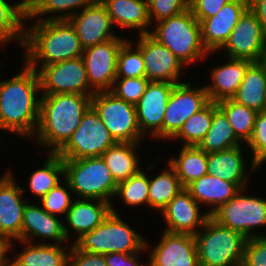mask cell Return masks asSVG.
Masks as SVG:
<instances>
[{
  "label": "cell",
  "mask_w": 266,
  "mask_h": 266,
  "mask_svg": "<svg viewBox=\"0 0 266 266\" xmlns=\"http://www.w3.org/2000/svg\"><path fill=\"white\" fill-rule=\"evenodd\" d=\"M61 221L58 216L49 214L41 206L26 203L23 211L21 240L32 243L33 239L42 238L43 241L52 240L53 244L62 245L60 243L68 239L64 232L65 223Z\"/></svg>",
  "instance_id": "22"
},
{
  "label": "cell",
  "mask_w": 266,
  "mask_h": 266,
  "mask_svg": "<svg viewBox=\"0 0 266 266\" xmlns=\"http://www.w3.org/2000/svg\"><path fill=\"white\" fill-rule=\"evenodd\" d=\"M148 83L149 80L146 77L116 78L110 92L117 98L136 105Z\"/></svg>",
  "instance_id": "43"
},
{
  "label": "cell",
  "mask_w": 266,
  "mask_h": 266,
  "mask_svg": "<svg viewBox=\"0 0 266 266\" xmlns=\"http://www.w3.org/2000/svg\"><path fill=\"white\" fill-rule=\"evenodd\" d=\"M178 158L172 157L168 163L174 168L185 188L192 181L199 179L207 172V153L196 145H181Z\"/></svg>",
  "instance_id": "31"
},
{
  "label": "cell",
  "mask_w": 266,
  "mask_h": 266,
  "mask_svg": "<svg viewBox=\"0 0 266 266\" xmlns=\"http://www.w3.org/2000/svg\"><path fill=\"white\" fill-rule=\"evenodd\" d=\"M217 106L227 117L236 136L243 143H247L252 136L258 112L237 103L232 98L218 101Z\"/></svg>",
  "instance_id": "34"
},
{
  "label": "cell",
  "mask_w": 266,
  "mask_h": 266,
  "mask_svg": "<svg viewBox=\"0 0 266 266\" xmlns=\"http://www.w3.org/2000/svg\"><path fill=\"white\" fill-rule=\"evenodd\" d=\"M246 145L253 154L250 166L253 171L266 162V110L257 113L252 136Z\"/></svg>",
  "instance_id": "42"
},
{
  "label": "cell",
  "mask_w": 266,
  "mask_h": 266,
  "mask_svg": "<svg viewBox=\"0 0 266 266\" xmlns=\"http://www.w3.org/2000/svg\"><path fill=\"white\" fill-rule=\"evenodd\" d=\"M218 109L217 102L210 101L204 108L193 114L184 123L172 140L181 139L183 145H198L208 132L213 113Z\"/></svg>",
  "instance_id": "37"
},
{
  "label": "cell",
  "mask_w": 266,
  "mask_h": 266,
  "mask_svg": "<svg viewBox=\"0 0 266 266\" xmlns=\"http://www.w3.org/2000/svg\"><path fill=\"white\" fill-rule=\"evenodd\" d=\"M136 45L142 52L145 77L149 81L180 82L184 64L168 48L159 43L150 34L138 35Z\"/></svg>",
  "instance_id": "15"
},
{
  "label": "cell",
  "mask_w": 266,
  "mask_h": 266,
  "mask_svg": "<svg viewBox=\"0 0 266 266\" xmlns=\"http://www.w3.org/2000/svg\"><path fill=\"white\" fill-rule=\"evenodd\" d=\"M78 12L76 11L68 21L75 28L83 49L118 37L111 31L114 25L100 0Z\"/></svg>",
  "instance_id": "20"
},
{
  "label": "cell",
  "mask_w": 266,
  "mask_h": 266,
  "mask_svg": "<svg viewBox=\"0 0 266 266\" xmlns=\"http://www.w3.org/2000/svg\"><path fill=\"white\" fill-rule=\"evenodd\" d=\"M185 189L199 205H210L207 213L211 216L222 204L233 198L241 188L234 182L220 179L210 174L203 175L192 181Z\"/></svg>",
  "instance_id": "25"
},
{
  "label": "cell",
  "mask_w": 266,
  "mask_h": 266,
  "mask_svg": "<svg viewBox=\"0 0 266 266\" xmlns=\"http://www.w3.org/2000/svg\"><path fill=\"white\" fill-rule=\"evenodd\" d=\"M108 129L90 106L67 143L56 153L62 159L101 157L115 144Z\"/></svg>",
  "instance_id": "10"
},
{
  "label": "cell",
  "mask_w": 266,
  "mask_h": 266,
  "mask_svg": "<svg viewBox=\"0 0 266 266\" xmlns=\"http://www.w3.org/2000/svg\"><path fill=\"white\" fill-rule=\"evenodd\" d=\"M64 179L77 198L98 199L111 202L117 183L102 157L63 159Z\"/></svg>",
  "instance_id": "7"
},
{
  "label": "cell",
  "mask_w": 266,
  "mask_h": 266,
  "mask_svg": "<svg viewBox=\"0 0 266 266\" xmlns=\"http://www.w3.org/2000/svg\"><path fill=\"white\" fill-rule=\"evenodd\" d=\"M200 205L192 195L183 188L160 212L166 222L164 231L195 235L210 215L200 212Z\"/></svg>",
  "instance_id": "18"
},
{
  "label": "cell",
  "mask_w": 266,
  "mask_h": 266,
  "mask_svg": "<svg viewBox=\"0 0 266 266\" xmlns=\"http://www.w3.org/2000/svg\"><path fill=\"white\" fill-rule=\"evenodd\" d=\"M176 84L149 81L136 106L137 122L143 136L150 133L155 139L162 138V123L166 106Z\"/></svg>",
  "instance_id": "16"
},
{
  "label": "cell",
  "mask_w": 266,
  "mask_h": 266,
  "mask_svg": "<svg viewBox=\"0 0 266 266\" xmlns=\"http://www.w3.org/2000/svg\"><path fill=\"white\" fill-rule=\"evenodd\" d=\"M44 2L45 0H22L18 4L22 14L27 18L30 17Z\"/></svg>",
  "instance_id": "51"
},
{
  "label": "cell",
  "mask_w": 266,
  "mask_h": 266,
  "mask_svg": "<svg viewBox=\"0 0 266 266\" xmlns=\"http://www.w3.org/2000/svg\"><path fill=\"white\" fill-rule=\"evenodd\" d=\"M241 142L225 114L218 108L213 113L208 132L197 146L206 153H214L237 147Z\"/></svg>",
  "instance_id": "32"
},
{
  "label": "cell",
  "mask_w": 266,
  "mask_h": 266,
  "mask_svg": "<svg viewBox=\"0 0 266 266\" xmlns=\"http://www.w3.org/2000/svg\"><path fill=\"white\" fill-rule=\"evenodd\" d=\"M252 63L245 59L228 58L226 64L213 68L210 76L212 84L204 86L210 101L232 98Z\"/></svg>",
  "instance_id": "24"
},
{
  "label": "cell",
  "mask_w": 266,
  "mask_h": 266,
  "mask_svg": "<svg viewBox=\"0 0 266 266\" xmlns=\"http://www.w3.org/2000/svg\"><path fill=\"white\" fill-rule=\"evenodd\" d=\"M265 110H266V89H265Z\"/></svg>",
  "instance_id": "54"
},
{
  "label": "cell",
  "mask_w": 266,
  "mask_h": 266,
  "mask_svg": "<svg viewBox=\"0 0 266 266\" xmlns=\"http://www.w3.org/2000/svg\"><path fill=\"white\" fill-rule=\"evenodd\" d=\"M199 266H239L247 238L211 216L195 235Z\"/></svg>",
  "instance_id": "6"
},
{
  "label": "cell",
  "mask_w": 266,
  "mask_h": 266,
  "mask_svg": "<svg viewBox=\"0 0 266 266\" xmlns=\"http://www.w3.org/2000/svg\"><path fill=\"white\" fill-rule=\"evenodd\" d=\"M150 266H199L194 235L163 232L147 262Z\"/></svg>",
  "instance_id": "17"
},
{
  "label": "cell",
  "mask_w": 266,
  "mask_h": 266,
  "mask_svg": "<svg viewBox=\"0 0 266 266\" xmlns=\"http://www.w3.org/2000/svg\"><path fill=\"white\" fill-rule=\"evenodd\" d=\"M246 1L248 4H250L253 0H243Z\"/></svg>",
  "instance_id": "53"
},
{
  "label": "cell",
  "mask_w": 266,
  "mask_h": 266,
  "mask_svg": "<svg viewBox=\"0 0 266 266\" xmlns=\"http://www.w3.org/2000/svg\"><path fill=\"white\" fill-rule=\"evenodd\" d=\"M106 7L113 25L140 31L139 35L149 34L148 0H100Z\"/></svg>",
  "instance_id": "26"
},
{
  "label": "cell",
  "mask_w": 266,
  "mask_h": 266,
  "mask_svg": "<svg viewBox=\"0 0 266 266\" xmlns=\"http://www.w3.org/2000/svg\"><path fill=\"white\" fill-rule=\"evenodd\" d=\"M265 47L266 32L258 17L248 8L219 51L225 50L228 58L261 62L265 54Z\"/></svg>",
  "instance_id": "13"
},
{
  "label": "cell",
  "mask_w": 266,
  "mask_h": 266,
  "mask_svg": "<svg viewBox=\"0 0 266 266\" xmlns=\"http://www.w3.org/2000/svg\"><path fill=\"white\" fill-rule=\"evenodd\" d=\"M23 244V250L17 254L12 266H69V250L53 243H30L18 240Z\"/></svg>",
  "instance_id": "28"
},
{
  "label": "cell",
  "mask_w": 266,
  "mask_h": 266,
  "mask_svg": "<svg viewBox=\"0 0 266 266\" xmlns=\"http://www.w3.org/2000/svg\"><path fill=\"white\" fill-rule=\"evenodd\" d=\"M140 252L137 253H107L104 254L107 266H146L140 263Z\"/></svg>",
  "instance_id": "48"
},
{
  "label": "cell",
  "mask_w": 266,
  "mask_h": 266,
  "mask_svg": "<svg viewBox=\"0 0 266 266\" xmlns=\"http://www.w3.org/2000/svg\"><path fill=\"white\" fill-rule=\"evenodd\" d=\"M111 205V213L105 220L74 241L73 245L80 251L94 254L137 253L150 248L138 232L128 226Z\"/></svg>",
  "instance_id": "4"
},
{
  "label": "cell",
  "mask_w": 266,
  "mask_h": 266,
  "mask_svg": "<svg viewBox=\"0 0 266 266\" xmlns=\"http://www.w3.org/2000/svg\"><path fill=\"white\" fill-rule=\"evenodd\" d=\"M13 243L10 239L0 235V266L11 265V258L7 257L8 251H11Z\"/></svg>",
  "instance_id": "50"
},
{
  "label": "cell",
  "mask_w": 266,
  "mask_h": 266,
  "mask_svg": "<svg viewBox=\"0 0 266 266\" xmlns=\"http://www.w3.org/2000/svg\"><path fill=\"white\" fill-rule=\"evenodd\" d=\"M241 189L228 202L222 204L211 217L220 225L238 231L246 238L266 237L255 233V227L266 226V199L243 194Z\"/></svg>",
  "instance_id": "9"
},
{
  "label": "cell",
  "mask_w": 266,
  "mask_h": 266,
  "mask_svg": "<svg viewBox=\"0 0 266 266\" xmlns=\"http://www.w3.org/2000/svg\"><path fill=\"white\" fill-rule=\"evenodd\" d=\"M133 50L131 41L126 40L117 56L116 78L145 77V67L142 52L136 45Z\"/></svg>",
  "instance_id": "40"
},
{
  "label": "cell",
  "mask_w": 266,
  "mask_h": 266,
  "mask_svg": "<svg viewBox=\"0 0 266 266\" xmlns=\"http://www.w3.org/2000/svg\"><path fill=\"white\" fill-rule=\"evenodd\" d=\"M149 34L168 48L185 65L197 63L211 52L203 46L200 22L190 9L155 23Z\"/></svg>",
  "instance_id": "5"
},
{
  "label": "cell",
  "mask_w": 266,
  "mask_h": 266,
  "mask_svg": "<svg viewBox=\"0 0 266 266\" xmlns=\"http://www.w3.org/2000/svg\"><path fill=\"white\" fill-rule=\"evenodd\" d=\"M241 145L220 152L207 153L208 174L247 188V166L243 160ZM246 170V171H245Z\"/></svg>",
  "instance_id": "27"
},
{
  "label": "cell",
  "mask_w": 266,
  "mask_h": 266,
  "mask_svg": "<svg viewBox=\"0 0 266 266\" xmlns=\"http://www.w3.org/2000/svg\"><path fill=\"white\" fill-rule=\"evenodd\" d=\"M96 201V202H95ZM111 213V203L98 199H74L66 215L64 232L69 240V228L78 233L76 240L87 232H91L100 225ZM69 227V228H68Z\"/></svg>",
  "instance_id": "23"
},
{
  "label": "cell",
  "mask_w": 266,
  "mask_h": 266,
  "mask_svg": "<svg viewBox=\"0 0 266 266\" xmlns=\"http://www.w3.org/2000/svg\"><path fill=\"white\" fill-rule=\"evenodd\" d=\"M265 89L266 65L262 61L253 62L248 67L232 99L258 113L263 112L265 110Z\"/></svg>",
  "instance_id": "29"
},
{
  "label": "cell",
  "mask_w": 266,
  "mask_h": 266,
  "mask_svg": "<svg viewBox=\"0 0 266 266\" xmlns=\"http://www.w3.org/2000/svg\"><path fill=\"white\" fill-rule=\"evenodd\" d=\"M149 177L144 169L134 174L126 181L117 185L115 197H119L125 205L135 207L147 205L149 207Z\"/></svg>",
  "instance_id": "38"
},
{
  "label": "cell",
  "mask_w": 266,
  "mask_h": 266,
  "mask_svg": "<svg viewBox=\"0 0 266 266\" xmlns=\"http://www.w3.org/2000/svg\"><path fill=\"white\" fill-rule=\"evenodd\" d=\"M62 179V183L64 184L62 185V183L59 182L40 199V203L41 207L49 214L54 216L65 214L64 216L66 217L67 212L70 209L74 199L71 197V194H69V190H71V188L68 182L64 178ZM64 185L66 186V188L64 187Z\"/></svg>",
  "instance_id": "41"
},
{
  "label": "cell",
  "mask_w": 266,
  "mask_h": 266,
  "mask_svg": "<svg viewBox=\"0 0 266 266\" xmlns=\"http://www.w3.org/2000/svg\"><path fill=\"white\" fill-rule=\"evenodd\" d=\"M98 0H45V2L26 20H68L75 15V9H83L93 5ZM70 11V12H69ZM55 13L53 16L46 17L45 15ZM56 13H59L56 15ZM39 16V17H38ZM40 16L42 18H40Z\"/></svg>",
  "instance_id": "39"
},
{
  "label": "cell",
  "mask_w": 266,
  "mask_h": 266,
  "mask_svg": "<svg viewBox=\"0 0 266 266\" xmlns=\"http://www.w3.org/2000/svg\"><path fill=\"white\" fill-rule=\"evenodd\" d=\"M242 263L245 266H266V237L247 238Z\"/></svg>",
  "instance_id": "45"
},
{
  "label": "cell",
  "mask_w": 266,
  "mask_h": 266,
  "mask_svg": "<svg viewBox=\"0 0 266 266\" xmlns=\"http://www.w3.org/2000/svg\"><path fill=\"white\" fill-rule=\"evenodd\" d=\"M69 266H107L104 255L78 250L73 244L69 248Z\"/></svg>",
  "instance_id": "47"
},
{
  "label": "cell",
  "mask_w": 266,
  "mask_h": 266,
  "mask_svg": "<svg viewBox=\"0 0 266 266\" xmlns=\"http://www.w3.org/2000/svg\"><path fill=\"white\" fill-rule=\"evenodd\" d=\"M262 62L266 65V47H265V54H264V57H263V61Z\"/></svg>",
  "instance_id": "52"
},
{
  "label": "cell",
  "mask_w": 266,
  "mask_h": 266,
  "mask_svg": "<svg viewBox=\"0 0 266 266\" xmlns=\"http://www.w3.org/2000/svg\"><path fill=\"white\" fill-rule=\"evenodd\" d=\"M249 8L258 17V20L266 32V0H253L249 4Z\"/></svg>",
  "instance_id": "49"
},
{
  "label": "cell",
  "mask_w": 266,
  "mask_h": 266,
  "mask_svg": "<svg viewBox=\"0 0 266 266\" xmlns=\"http://www.w3.org/2000/svg\"><path fill=\"white\" fill-rule=\"evenodd\" d=\"M190 7V0H148V15L151 22L169 19ZM154 21V22H153Z\"/></svg>",
  "instance_id": "44"
},
{
  "label": "cell",
  "mask_w": 266,
  "mask_h": 266,
  "mask_svg": "<svg viewBox=\"0 0 266 266\" xmlns=\"http://www.w3.org/2000/svg\"><path fill=\"white\" fill-rule=\"evenodd\" d=\"M167 165V170L149 178V209L162 211L184 188L174 168L169 163Z\"/></svg>",
  "instance_id": "33"
},
{
  "label": "cell",
  "mask_w": 266,
  "mask_h": 266,
  "mask_svg": "<svg viewBox=\"0 0 266 266\" xmlns=\"http://www.w3.org/2000/svg\"><path fill=\"white\" fill-rule=\"evenodd\" d=\"M126 39L118 36L84 49L82 59L90 88L96 92L110 91L116 79L117 56Z\"/></svg>",
  "instance_id": "14"
},
{
  "label": "cell",
  "mask_w": 266,
  "mask_h": 266,
  "mask_svg": "<svg viewBox=\"0 0 266 266\" xmlns=\"http://www.w3.org/2000/svg\"><path fill=\"white\" fill-rule=\"evenodd\" d=\"M232 0H190V11L201 22L217 14L221 8Z\"/></svg>",
  "instance_id": "46"
},
{
  "label": "cell",
  "mask_w": 266,
  "mask_h": 266,
  "mask_svg": "<svg viewBox=\"0 0 266 266\" xmlns=\"http://www.w3.org/2000/svg\"><path fill=\"white\" fill-rule=\"evenodd\" d=\"M42 167L29 176L28 183L30 191L40 199L60 182L59 178L64 177L63 159L57 154L48 153Z\"/></svg>",
  "instance_id": "36"
},
{
  "label": "cell",
  "mask_w": 266,
  "mask_h": 266,
  "mask_svg": "<svg viewBox=\"0 0 266 266\" xmlns=\"http://www.w3.org/2000/svg\"><path fill=\"white\" fill-rule=\"evenodd\" d=\"M24 62L32 69L81 57L83 47L68 20H37L25 26ZM40 61V62H39Z\"/></svg>",
  "instance_id": "3"
},
{
  "label": "cell",
  "mask_w": 266,
  "mask_h": 266,
  "mask_svg": "<svg viewBox=\"0 0 266 266\" xmlns=\"http://www.w3.org/2000/svg\"><path fill=\"white\" fill-rule=\"evenodd\" d=\"M24 187L16 184L11 171L0 178V235L16 242L21 240L23 211L26 205Z\"/></svg>",
  "instance_id": "19"
},
{
  "label": "cell",
  "mask_w": 266,
  "mask_h": 266,
  "mask_svg": "<svg viewBox=\"0 0 266 266\" xmlns=\"http://www.w3.org/2000/svg\"><path fill=\"white\" fill-rule=\"evenodd\" d=\"M22 70L0 85V130L33 138L39 123V76L25 62ZM39 91V92H38Z\"/></svg>",
  "instance_id": "1"
},
{
  "label": "cell",
  "mask_w": 266,
  "mask_h": 266,
  "mask_svg": "<svg viewBox=\"0 0 266 266\" xmlns=\"http://www.w3.org/2000/svg\"><path fill=\"white\" fill-rule=\"evenodd\" d=\"M26 17L22 14L18 2L12 4L0 0V44L18 41L23 47L25 40Z\"/></svg>",
  "instance_id": "35"
},
{
  "label": "cell",
  "mask_w": 266,
  "mask_h": 266,
  "mask_svg": "<svg viewBox=\"0 0 266 266\" xmlns=\"http://www.w3.org/2000/svg\"><path fill=\"white\" fill-rule=\"evenodd\" d=\"M137 146H139L138 143L116 142L101 155L117 184L126 181L141 170Z\"/></svg>",
  "instance_id": "30"
},
{
  "label": "cell",
  "mask_w": 266,
  "mask_h": 266,
  "mask_svg": "<svg viewBox=\"0 0 266 266\" xmlns=\"http://www.w3.org/2000/svg\"><path fill=\"white\" fill-rule=\"evenodd\" d=\"M91 107L115 142L140 143L145 138L138 126L135 105L117 98L110 91H105L93 94Z\"/></svg>",
  "instance_id": "8"
},
{
  "label": "cell",
  "mask_w": 266,
  "mask_h": 266,
  "mask_svg": "<svg viewBox=\"0 0 266 266\" xmlns=\"http://www.w3.org/2000/svg\"><path fill=\"white\" fill-rule=\"evenodd\" d=\"M93 95L62 93L40 97L39 123L34 134L37 145L56 154L78 128L83 114L91 106Z\"/></svg>",
  "instance_id": "2"
},
{
  "label": "cell",
  "mask_w": 266,
  "mask_h": 266,
  "mask_svg": "<svg viewBox=\"0 0 266 266\" xmlns=\"http://www.w3.org/2000/svg\"><path fill=\"white\" fill-rule=\"evenodd\" d=\"M210 102L205 87L194 88L182 82L173 87L162 123V138L171 140L182 128L183 123Z\"/></svg>",
  "instance_id": "12"
},
{
  "label": "cell",
  "mask_w": 266,
  "mask_h": 266,
  "mask_svg": "<svg viewBox=\"0 0 266 266\" xmlns=\"http://www.w3.org/2000/svg\"><path fill=\"white\" fill-rule=\"evenodd\" d=\"M37 74L42 95L95 93L90 88L82 57L41 66Z\"/></svg>",
  "instance_id": "11"
},
{
  "label": "cell",
  "mask_w": 266,
  "mask_h": 266,
  "mask_svg": "<svg viewBox=\"0 0 266 266\" xmlns=\"http://www.w3.org/2000/svg\"><path fill=\"white\" fill-rule=\"evenodd\" d=\"M248 8L249 4L246 1L232 0L216 15L200 22L201 40L208 52H216L225 44L240 17Z\"/></svg>",
  "instance_id": "21"
}]
</instances>
